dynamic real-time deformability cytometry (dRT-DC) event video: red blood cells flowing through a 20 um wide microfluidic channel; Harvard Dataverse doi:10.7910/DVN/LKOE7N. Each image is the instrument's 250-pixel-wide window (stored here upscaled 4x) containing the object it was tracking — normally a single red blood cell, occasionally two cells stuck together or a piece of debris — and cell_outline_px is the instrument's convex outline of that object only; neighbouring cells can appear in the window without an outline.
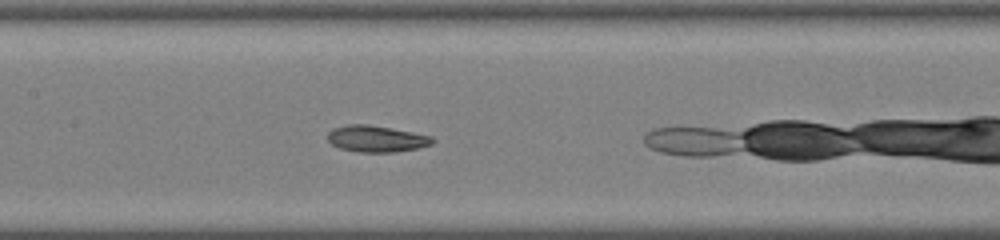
{"species": "common noctule bat (a hibernating species)", "species_latin": "Nyctalus noctula", "temperature_condition": "warm", "stored_images_in_passage": 32, "camera_frame_rate_fps": 3000, "um_per_image_px": 0.085, "animal": {"sex": "male", "body_mass_g": 19.0, "forearm_length_mm": 50.8}, "frame": {"image": 1, "passage_image": 10, "time_ms": 3.0, "image_size_px": [1000, 240], "cell_outline_px": [[436, 140], [432, 144], [416, 148], [392, 152], [360, 152], [340, 148], [332, 144], [328, 140], [328, 132], [332, 128], [348, 124], [368, 124], [412, 132], [432, 136]], "centroid_in_image_um": [31.98, 11.79], "position_along_channel_um": 175.4, "area_um2": 16.07}}